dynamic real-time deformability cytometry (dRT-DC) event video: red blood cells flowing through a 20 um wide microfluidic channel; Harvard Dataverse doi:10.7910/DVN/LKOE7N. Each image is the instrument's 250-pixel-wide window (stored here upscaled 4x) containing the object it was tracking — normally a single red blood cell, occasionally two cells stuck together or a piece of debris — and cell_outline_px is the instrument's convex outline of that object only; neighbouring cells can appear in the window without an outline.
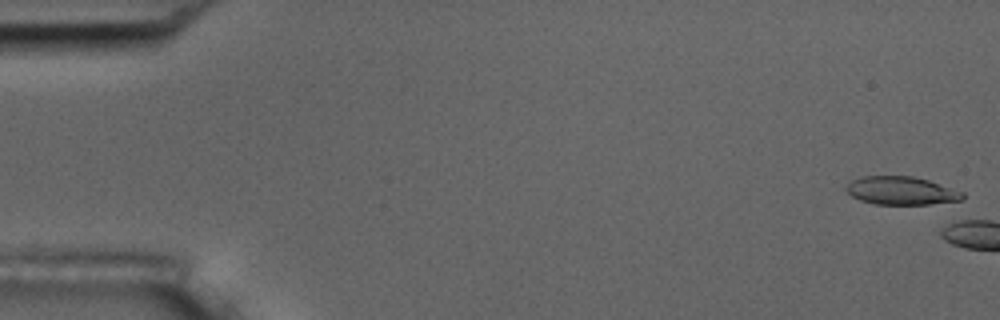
{"species": "common noctule bat (a hibernating species)", "species_latin": "Nyctalus noctula", "temperature_condition": "room temperature", "stored_images_in_passage": 4, "camera_frame_rate_fps": 3000, "um_per_image_px": 0.085, "animal": {"sex": "male", "body_mass_g": 17.5, "forearm_length_mm": 52.3}, "frame": {"image": 1, "passage_image": 1, "time_ms": 0.0, "image_size_px": [1000, 320], "cell_outline_px": [[964, 200], [928, 204], [876, 204], [860, 200], [852, 196], [844, 188], [852, 180], [860, 176], [912, 176], [928, 180], [964, 192]], "centroid_in_image_um": [76.61, 16.2], "position_along_channel_um": 8.4, "area_um2": 19.07}}